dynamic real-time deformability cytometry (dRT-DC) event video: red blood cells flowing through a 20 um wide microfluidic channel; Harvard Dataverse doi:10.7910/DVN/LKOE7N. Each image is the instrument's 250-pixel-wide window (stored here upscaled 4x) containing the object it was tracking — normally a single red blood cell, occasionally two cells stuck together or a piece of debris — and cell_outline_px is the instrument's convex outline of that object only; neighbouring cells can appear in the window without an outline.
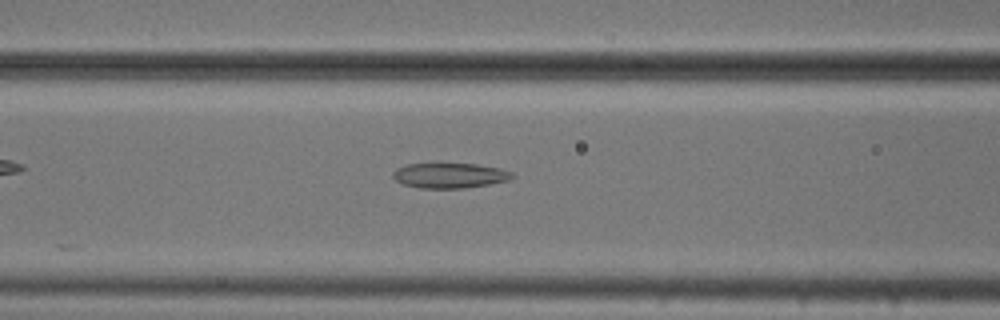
{"species": "common noctule bat (a hibernating species)", "species_latin": "Nyctalus noctula", "temperature_condition": "cold", "stored_images_in_passage": 45, "camera_frame_rate_fps": 3000, "um_per_image_px": 0.085, "animal": {"sex": "male", "body_mass_g": 20.5, "forearm_length_mm": 52.5}, "frame": {"image": 1, "passage_image": 14, "time_ms": 4.333, "image_size_px": [1000, 320], "cell_outline_px": [[516, 176], [508, 180], [488, 184], [464, 188], [420, 188], [404, 184], [396, 180], [392, 176], [392, 172], [396, 168], [408, 164], [436, 160], [476, 164], [500, 168], [512, 172]], "centroid_in_image_um": [38.19, 14.86], "position_along_channel_um": 128.4, "area_um2": 18.32}}
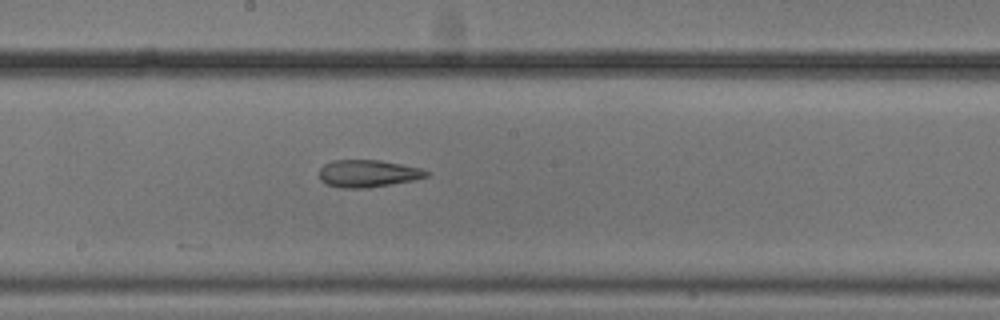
{"frame": {"image": 2, "passage_image": 21, "time_ms": 6.667, "image_size_px": [1000, 320], "cell_outline_px": [[428, 176], [412, 180], [368, 188], [340, 188], [324, 184], [320, 180], [320, 168], [324, 164], [332, 160], [380, 160], [420, 168], [428, 172]], "centroid_in_image_um": [31.21, 14.75], "position_along_channel_um": 217.0, "area_um2": 16.99}}
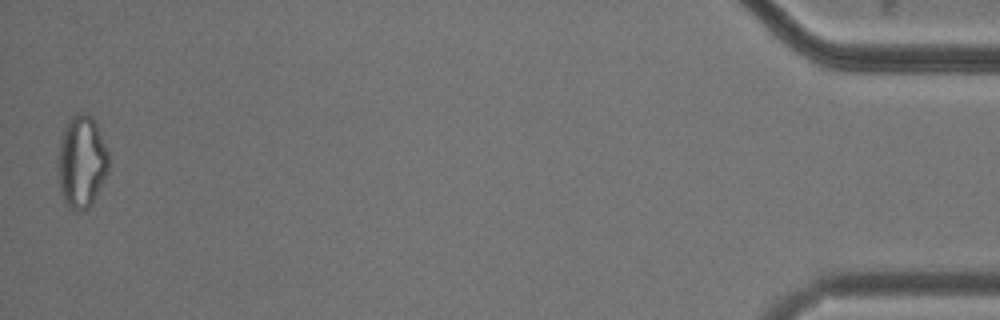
{"frame": {"image": 3, "passage_image": 45, "time_ms": 14.667, "image_size_px": [1000, 320], "cell_outline_px": [[108, 172], [92, 204], [88, 208], [80, 212], [76, 212], [64, 204], [60, 192], [56, 156], [60, 136], [68, 120], [76, 112], [80, 112], [92, 116], [96, 124], [108, 152]], "centroid_in_image_um": [6.89, 13.77], "position_along_channel_um": 428.3, "area_um2": 27.86}, "authors_computed_cell_mechanics": {"area_um2": 19.5364, "velocity_mm_per_s": 3.7896, "shape_relaxation_time_tau1_ms": 7.1969, "shape_relaxation_time_tau2_ms": 3.2925, "deformation_change_tau1": 0.1559, "deformation_change_tau2": 0.1331}}